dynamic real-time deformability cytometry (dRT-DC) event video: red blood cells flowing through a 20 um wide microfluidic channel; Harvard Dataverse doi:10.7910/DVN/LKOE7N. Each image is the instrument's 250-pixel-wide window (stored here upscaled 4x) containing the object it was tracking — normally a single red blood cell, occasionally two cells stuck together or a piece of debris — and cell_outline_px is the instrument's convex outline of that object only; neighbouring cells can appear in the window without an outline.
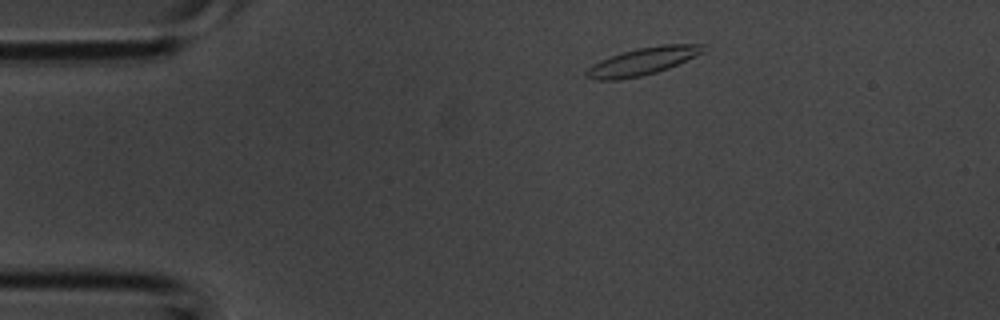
{"species": "common noctule bat (a hibernating species)", "species_latin": "Nyctalus noctula", "temperature_condition": "room temperature", "stored_images_in_passage": 3, "segment_of_instrument_passage": [1, 2], "camera_frame_rate_fps": 3000, "um_per_image_px": 0.085, "animal": {"sex": "male", "body_mass_g": 20.1, "forearm_length_mm": 53.5}, "frame": {"image": 1, "passage_image": 1, "time_ms": 0.0, "image_size_px": [1000, 320], "cell_outline_px": [[704, 52], [696, 56], [668, 68], [656, 72], [640, 76], [620, 80], [592, 80], [584, 76], [584, 72], [592, 64], [600, 60], [636, 48], [664, 44], [704, 44]], "centroid_in_image_um": [54.59, 5.22], "position_along_channel_um": 30.4, "area_um2": 18.67}}